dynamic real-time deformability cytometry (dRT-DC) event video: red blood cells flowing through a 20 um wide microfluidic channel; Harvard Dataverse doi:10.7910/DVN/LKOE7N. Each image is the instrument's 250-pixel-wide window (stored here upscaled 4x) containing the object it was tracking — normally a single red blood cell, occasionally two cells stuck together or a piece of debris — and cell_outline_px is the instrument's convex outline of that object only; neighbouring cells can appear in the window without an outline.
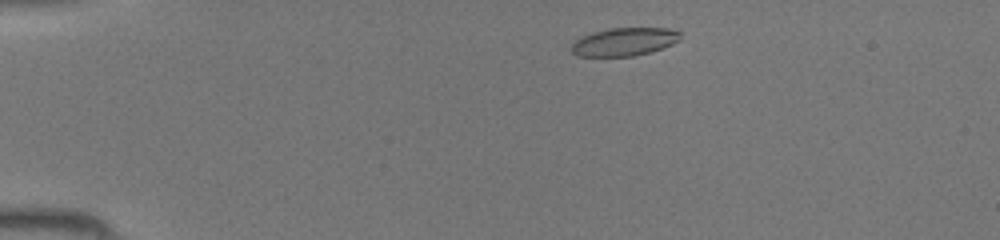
{"species": "common noctule bat (a hibernating species)", "species_latin": "Nyctalus noctula", "temperature_condition": "room temperature", "stored_images_in_passage": 40, "camera_frame_rate_fps": 3000, "um_per_image_px": 0.085, "animal": {"sex": "female", "body_mass_g": 19.5, "forearm_length_mm": 54.1}, "frame": {"image": 1, "passage_image": 3, "time_ms": 0.667, "image_size_px": [1000, 240], "cell_outline_px": [[680, 40], [672, 44], [648, 52], [632, 56], [576, 56], [572, 52], [572, 44], [580, 36], [592, 32], [608, 28], [668, 28], [680, 32]], "centroid_in_image_um": [53.03, 3.54], "position_along_channel_um": 32.0, "area_um2": 17.74}}
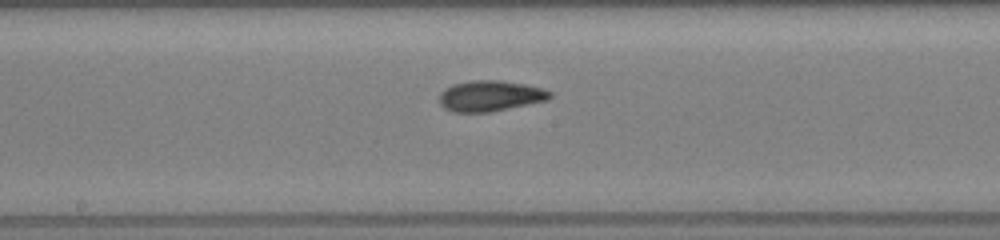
{"frame": {"image": 2, "passage_image": 19, "time_ms": 6.0, "image_size_px": [1000, 240], "cell_outline_px": [[552, 96], [548, 100], [492, 112], [452, 112], [444, 108], [440, 104], [440, 92], [452, 84], [472, 80], [496, 80], [524, 84], [544, 88], [552, 92]], "centroid_in_image_um": [41.68, 8.16], "position_along_channel_um": 206.5, "area_um2": 19.94}}
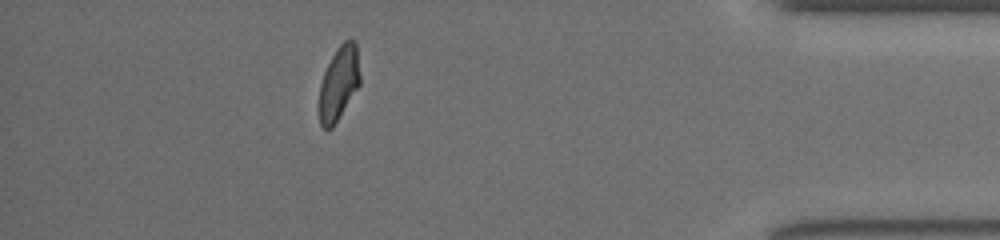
{"frame": {"image": 3, "passage_image": 35, "time_ms": 11.333, "image_size_px": [1000, 240], "cell_outline_px": [[360, 84], [332, 128], [324, 128], [320, 124], [320, 84], [324, 72], [336, 48], [344, 40], [352, 40], [356, 44], [360, 76]], "centroid_in_image_um": [28.81, 7.05], "position_along_channel_um": 406.4, "area_um2": 17.22}}